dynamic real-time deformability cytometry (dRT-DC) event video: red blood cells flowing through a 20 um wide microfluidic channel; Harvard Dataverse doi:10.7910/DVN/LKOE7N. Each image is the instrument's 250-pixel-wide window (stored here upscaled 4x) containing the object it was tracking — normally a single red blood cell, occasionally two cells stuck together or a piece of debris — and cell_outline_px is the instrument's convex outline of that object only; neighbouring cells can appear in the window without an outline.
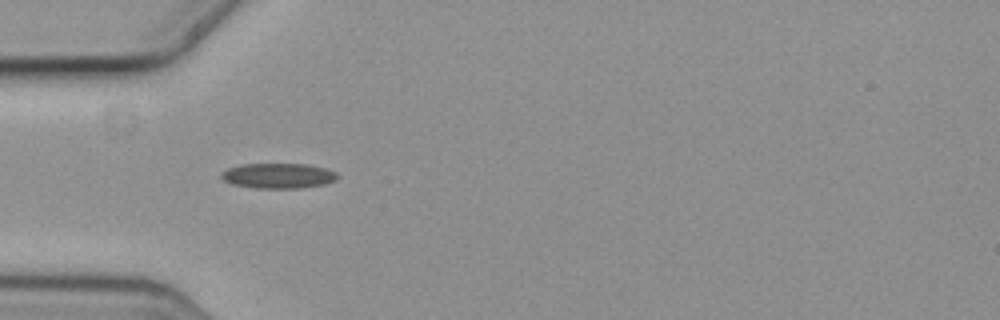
{"species": "common noctule bat (a hibernating species)", "species_latin": "Nyctalus noctula", "temperature_condition": "cold", "stored_images_in_passage": 8, "camera_frame_rate_fps": 3000, "um_per_image_px": 0.085, "animal": {"sex": "female", "body_mass_g": 19.3, "forearm_length_mm": 54.1}, "frame": {"image": 1, "passage_image": 5, "time_ms": 1.333, "image_size_px": [1000, 320], "cell_outline_px": [[336, 180], [324, 184], [300, 188], [256, 188], [232, 184], [224, 180], [220, 176], [228, 168], [240, 164], [308, 164], [324, 168], [336, 172]], "centroid_in_image_um": [23.64, 14.94], "position_along_channel_um": 61.4, "area_um2": 16.88}}
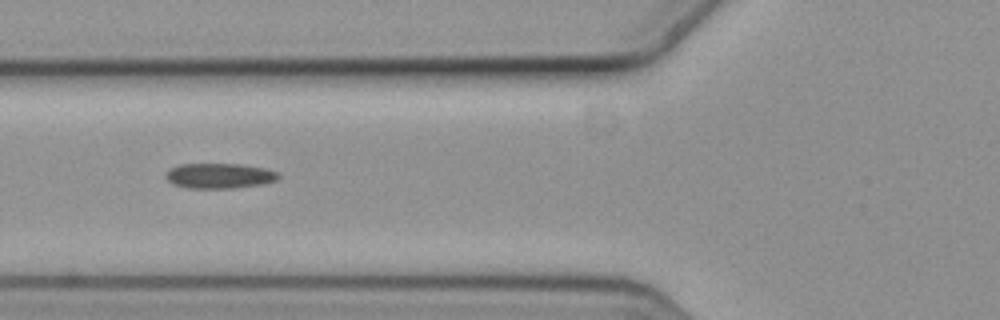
{"frame": {"image": 2, "passage_image": 6, "time_ms": 1.667, "image_size_px": [1000, 320], "cell_outline_px": [[280, 176], [276, 180], [264, 184], [236, 188], [188, 188], [172, 184], [164, 176], [172, 168], [180, 164], [240, 164], [264, 168], [280, 172]], "centroid_in_image_um": [18.69, 14.95], "position_along_channel_um": 107.1, "area_um2": 16.59}}
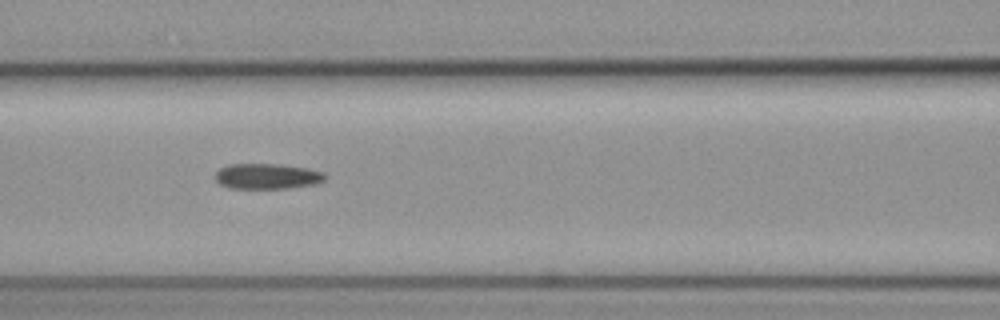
{"frame": {"image": 3, "passage_image": 7, "time_ms": 2.0, "image_size_px": [1000, 320], "cell_outline_px": [[324, 180], [312, 184], [288, 188], [232, 188], [220, 184], [216, 180], [216, 172], [220, 168], [228, 164], [280, 164], [308, 168], [324, 172]], "centroid_in_image_um": [22.69, 14.97], "position_along_channel_um": 143.9, "area_um2": 16.13}}